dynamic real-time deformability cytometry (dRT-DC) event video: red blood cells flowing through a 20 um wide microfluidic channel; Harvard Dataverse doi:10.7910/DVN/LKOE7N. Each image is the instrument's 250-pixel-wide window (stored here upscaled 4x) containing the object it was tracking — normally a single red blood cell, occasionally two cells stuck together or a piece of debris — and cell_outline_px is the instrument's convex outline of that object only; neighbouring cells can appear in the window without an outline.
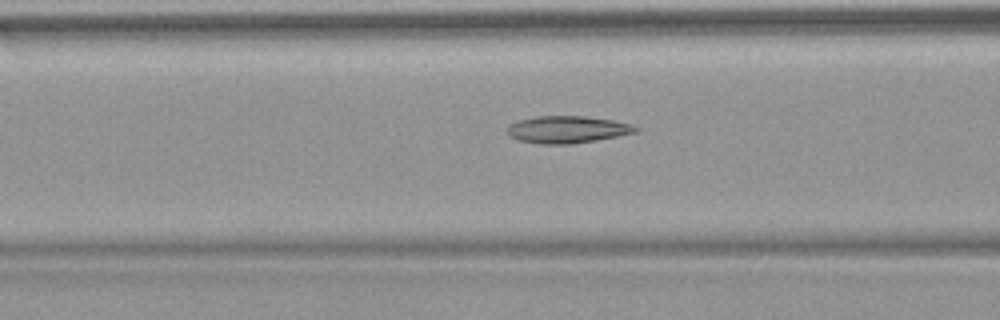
{"species": "common noctule bat (a hibernating species)", "species_latin": "Nyctalus noctula", "temperature_condition": "warm", "stored_images_in_passage": 53, "camera_frame_rate_fps": 3000, "um_per_image_px": 0.085, "animal": {"sex": "female", "body_mass_g": 18.4}, "frame": {"image": 1, "passage_image": 21, "time_ms": 6.667, "image_size_px": [1000, 320], "cell_outline_px": [[640, 128], [636, 132], [596, 140], [572, 144], [540, 144], [520, 140], [512, 136], [508, 132], [508, 124], [520, 120], [536, 116], [584, 116], [612, 120], [632, 124]], "centroid_in_image_um": [48.24, 11.0], "position_along_channel_um": 118.4, "area_um2": 20.11}}
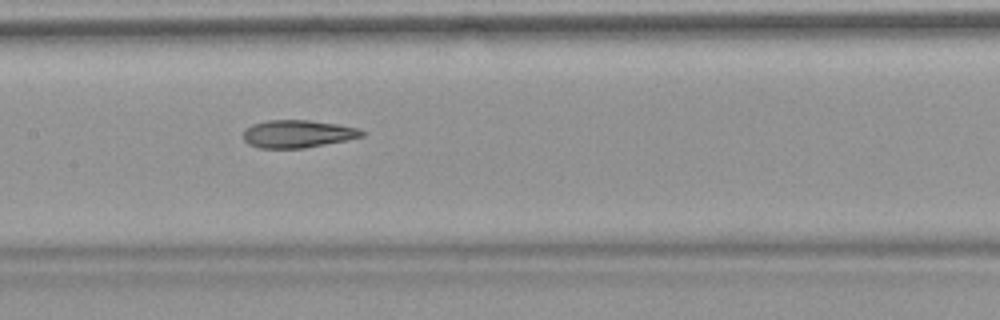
{"frame": {"image": 2, "passage_image": 26, "time_ms": 8.333, "image_size_px": [1000, 320], "cell_outline_px": [[368, 132], [364, 136], [304, 148], [260, 148], [248, 144], [244, 140], [244, 128], [252, 124], [268, 120], [308, 120], [336, 124], [360, 128]], "centroid_in_image_um": [25.3, 11.37], "position_along_channel_um": 182.1, "area_um2": 19.13}}
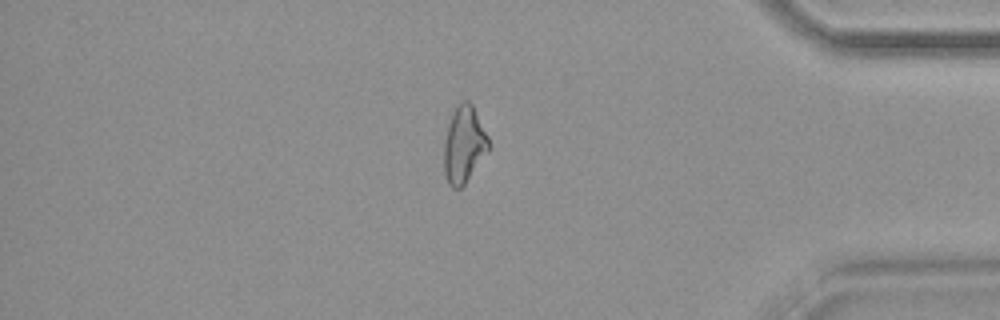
{"frame": {"image": 3, "passage_image": 45, "time_ms": 14.667, "image_size_px": [1000, 320], "cell_outline_px": [[492, 148], [464, 184], [460, 188], [452, 188], [448, 184], [444, 172], [444, 140], [448, 124], [452, 112], [460, 100], [468, 100], [472, 104], [492, 144]], "centroid_in_image_um": [39.46, 12.28], "position_along_channel_um": 395.7, "area_um2": 20.35}, "authors_computed_cell_mechanics": {"area_um2": 20.3456, "velocity_mm_per_s": 3.8172, "shape_relaxation_time_tau1_ms": null, "shape_relaxation_time_tau2_ms": 2.4338, "deformation_change_tau1": null, "deformation_change_tau2": 0.1039}}